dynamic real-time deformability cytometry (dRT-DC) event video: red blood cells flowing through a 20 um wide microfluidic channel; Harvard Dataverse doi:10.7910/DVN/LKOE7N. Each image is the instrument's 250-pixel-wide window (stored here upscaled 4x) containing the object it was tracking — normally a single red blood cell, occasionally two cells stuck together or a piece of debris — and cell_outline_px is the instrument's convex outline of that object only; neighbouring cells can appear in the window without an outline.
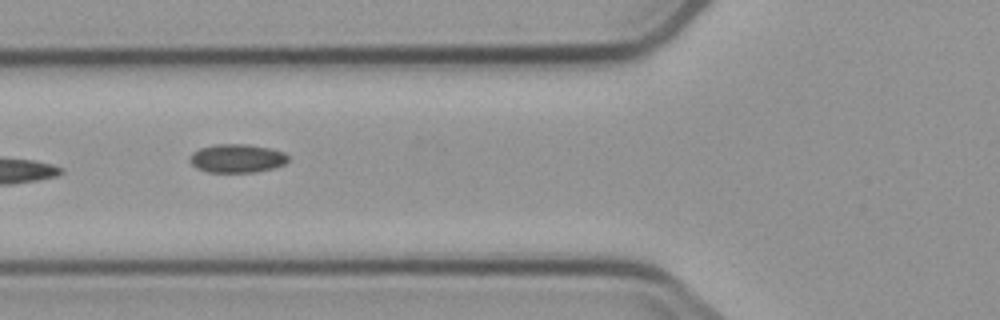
{"species": "common noctule bat (a hibernating species)", "species_latin": "Nyctalus noctula", "temperature_condition": "cold", "stored_images_in_passage": 13, "camera_frame_rate_fps": 3000, "um_per_image_px": 0.085, "animal": {"sex": "male", "body_mass_g": 23.1, "forearm_length_mm": 52.7}, "frame": {"image": 1, "passage_image": 3, "time_ms": 2.333, "image_size_px": [1000, 320], "cell_outline_px": [[288, 160], [284, 164], [276, 168], [256, 172], [208, 172], [196, 168], [192, 164], [192, 152], [200, 148], [216, 144], [244, 144], [268, 148], [284, 152], [288, 156]], "centroid_in_image_um": [20.17, 13.47], "position_along_channel_um": 105.6, "area_um2": 16.24}}
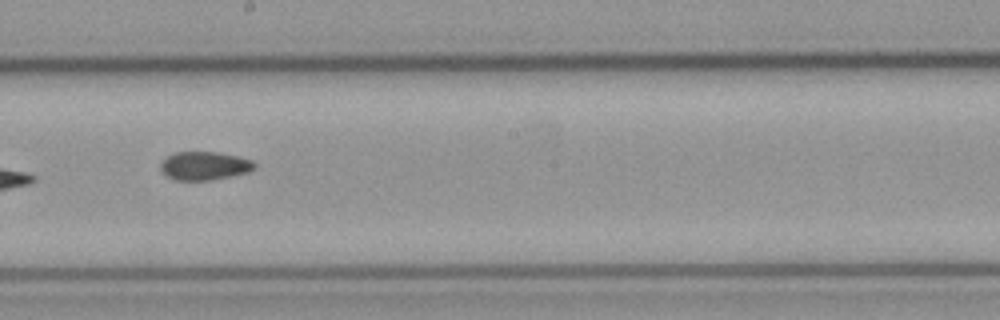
{"frame": {"image": 2, "passage_image": 6, "time_ms": 5.667, "image_size_px": [1000, 320], "cell_outline_px": [[256, 168], [248, 172], [212, 180], [176, 180], [168, 176], [160, 168], [160, 164], [168, 156], [176, 152], [216, 152], [236, 156], [252, 160], [256, 164]], "centroid_in_image_um": [17.4, 14.09], "position_along_channel_um": 230.8, "area_um2": 15.37}}
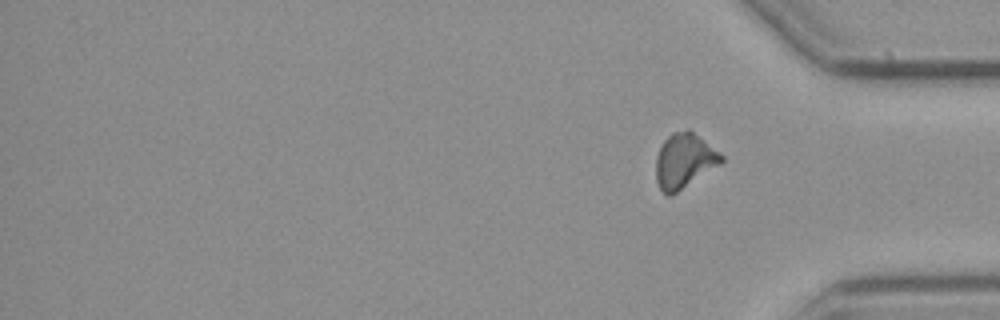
{"frame": {"image": 3, "passage_image": 13, "time_ms": 14.667, "image_size_px": [1000, 320], "cell_outline_px": [[724, 160], [720, 164], [672, 196], [668, 196], [660, 188], [656, 180], [656, 156], [664, 140], [672, 132], [688, 128], [720, 152], [724, 156]], "centroid_in_image_um": [58.16, 13.66], "position_along_channel_um": 377.0, "area_um2": 20.92}, "authors_computed_cell_mechanics": {"area_um2": 16.0106, "velocity_mm_per_s": 3.7207, "shape_relaxation_time_tau1_ms": null, "shape_relaxation_time_tau2_ms": 4.6634, "deformation_change_tau1": null, "deformation_change_tau2": 0.0819}}